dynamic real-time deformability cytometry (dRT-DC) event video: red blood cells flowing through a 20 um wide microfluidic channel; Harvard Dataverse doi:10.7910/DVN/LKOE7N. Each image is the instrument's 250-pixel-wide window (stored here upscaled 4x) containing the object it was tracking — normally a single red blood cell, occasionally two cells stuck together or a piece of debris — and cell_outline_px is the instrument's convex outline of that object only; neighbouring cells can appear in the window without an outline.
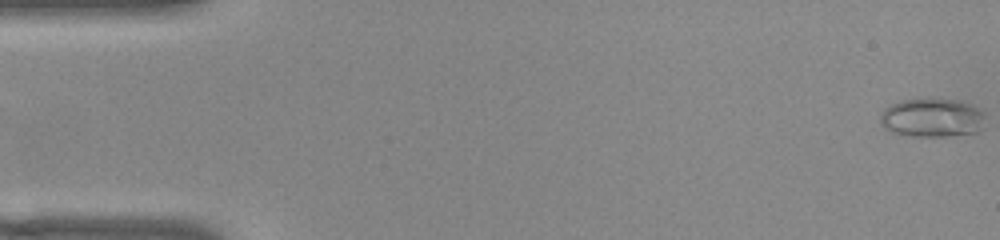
{"species": "common noctule bat (a hibernating species)", "species_latin": "Nyctalus noctula", "temperature_condition": "warm", "stored_images_in_passage": 54, "camera_frame_rate_fps": 3000, "um_per_image_px": 0.085, "animal": {"sex": "female", "body_mass_g": 22.0, "forearm_length_mm": 56.7}, "frame": {"image": 1, "passage_image": 1, "time_ms": 0.0, "image_size_px": [1000, 240], "cell_outline_px": [[984, 128], [976, 132], [944, 136], [912, 136], [892, 132], [884, 128], [880, 124], [880, 116], [884, 108], [900, 100], [920, 96], [936, 96], [956, 100], [968, 104], [984, 112]], "centroid_in_image_um": [79.2, 9.96], "position_along_channel_um": 5.8, "area_um2": 24.45}}
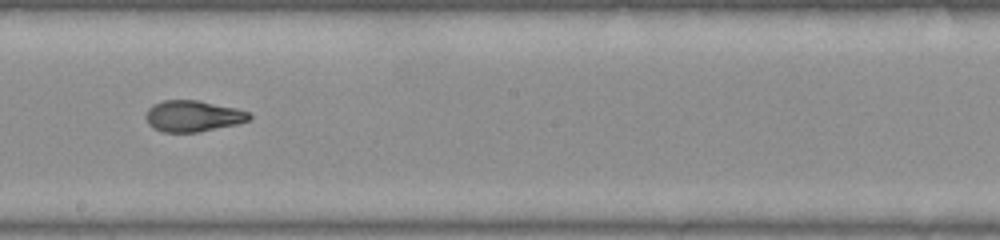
{"frame": {"image": 2, "passage_image": 30, "time_ms": 9.667, "image_size_px": [1000, 240], "cell_outline_px": [[252, 116], [248, 120], [236, 124], [196, 132], [164, 132], [152, 128], [148, 124], [144, 116], [148, 108], [152, 104], [164, 100], [196, 100], [236, 108], [248, 112]], "centroid_in_image_um": [16.34, 9.86], "position_along_channel_um": 231.9, "area_um2": 18.73}}
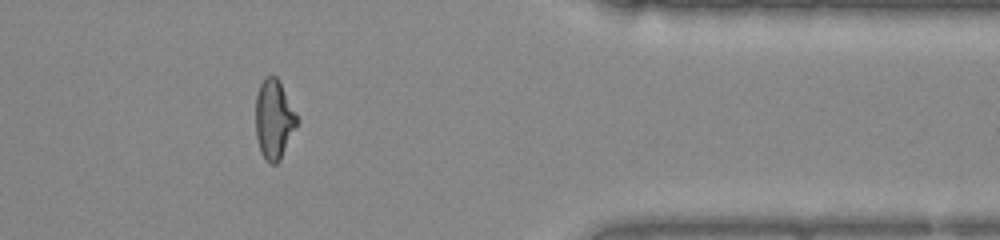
{"frame": {"image": 3, "passage_image": 44, "time_ms": 14.333, "image_size_px": [1000, 240], "cell_outline_px": [[300, 120], [280, 160], [276, 164], [272, 164], [264, 160], [260, 152], [256, 136], [256, 96], [260, 84], [264, 76], [272, 72], [280, 80]], "centroid_in_image_um": [23.3, 10.11], "position_along_channel_um": 388.1, "area_um2": 19.65}, "authors_computed_cell_mechanics": {"area_um2": 19.652, "velocity_mm_per_s": 3.8423, "shape_relaxation_time_tau1_ms": 8.024, "shape_relaxation_time_tau2_ms": 1.4473, "deformation_change_tau1": 0.3105, "deformation_change_tau2": 0.085}}